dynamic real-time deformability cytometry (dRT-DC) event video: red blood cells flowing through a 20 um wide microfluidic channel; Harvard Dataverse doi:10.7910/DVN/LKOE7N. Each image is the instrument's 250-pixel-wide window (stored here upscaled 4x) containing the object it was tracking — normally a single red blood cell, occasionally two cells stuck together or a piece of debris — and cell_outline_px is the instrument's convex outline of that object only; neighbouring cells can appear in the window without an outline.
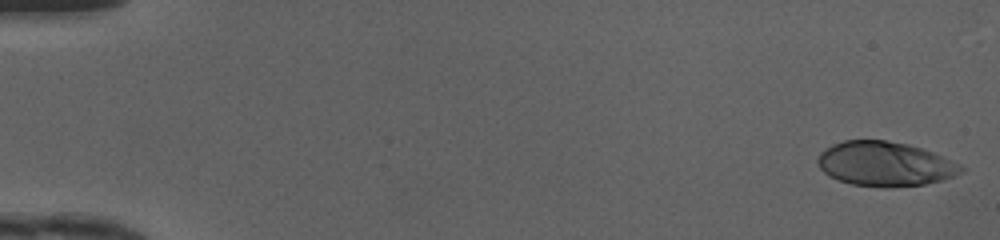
{"species": "human", "species_latin": "Homo sapiens", "temperature_condition": "cold", "stored_images_in_passage": 49, "camera_frame_rate_fps": 3000, "um_per_image_px": 0.085, "donor": {"sex": "female"}, "frame": {"image": 1, "passage_image": 1, "time_ms": 0.0, "image_size_px": [1000, 240], "cell_outline_px": [[968, 168], [964, 172], [956, 176], [944, 180], [924, 184], [884, 188], [852, 184], [828, 176], [820, 168], [816, 160], [820, 152], [832, 144], [844, 140], [884, 140], [908, 144], [932, 152], [960, 164]], "centroid_in_image_um": [75.24, 13.94], "position_along_channel_um": 9.8, "area_um2": 37.4}}
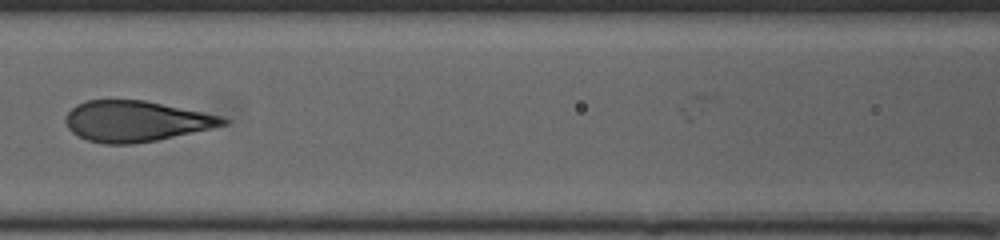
{"frame": {"image": 2, "passage_image": 23, "time_ms": 7.333, "image_size_px": [1000, 240], "cell_outline_px": [[232, 120], [228, 124], [156, 140], [132, 144], [104, 144], [88, 140], [72, 132], [68, 128], [64, 120], [68, 112], [76, 104], [88, 100], [144, 100], [224, 116]], "centroid_in_image_um": [11.56, 10.29], "position_along_channel_um": 155.0, "area_um2": 37.28}}
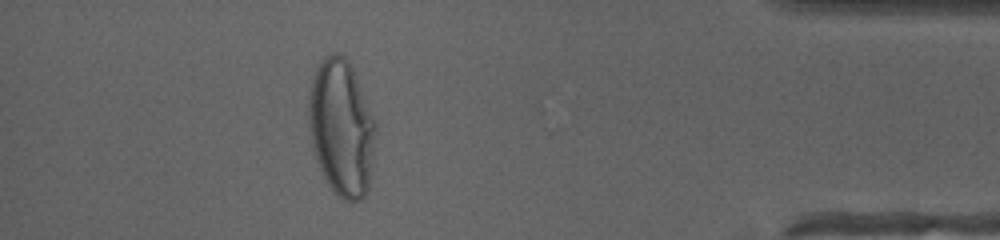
{"frame": {"image": 3, "passage_image": 44, "time_ms": 14.333, "image_size_px": [1000, 240], "cell_outline_px": [[376, 128], [372, 160], [368, 188], [364, 196], [360, 200], [344, 200], [332, 192], [316, 160], [312, 148], [308, 128], [308, 92], [312, 76], [320, 60], [324, 56], [332, 52], [336, 52], [344, 56], [352, 64], [376, 120]], "centroid_in_image_um": [29.0, 10.79], "position_along_channel_um": 406.2, "area_um2": 54.16}, "authors_computed_cell_mechanics": {"area_um2": 37.8012, "velocity_mm_per_s": 4.1887, "shape_relaxation_time_tau1_ms": 5.3724, "shape_relaxation_time_tau2_ms": null, "deformation_change_tau1": 0.2643, "deformation_change_tau2": null}}